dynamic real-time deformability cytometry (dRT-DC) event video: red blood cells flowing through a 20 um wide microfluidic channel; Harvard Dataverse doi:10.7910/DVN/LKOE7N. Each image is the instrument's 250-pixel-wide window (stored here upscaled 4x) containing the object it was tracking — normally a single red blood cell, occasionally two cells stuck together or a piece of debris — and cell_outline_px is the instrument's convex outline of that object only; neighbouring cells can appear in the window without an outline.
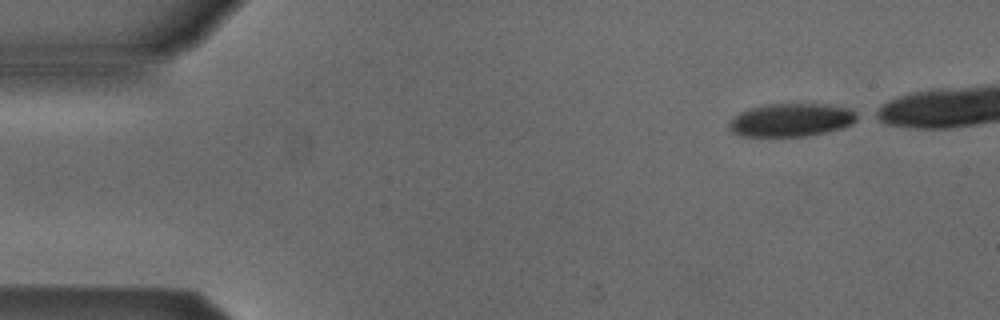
{"species": "Egyptian fruit bat (a non-hibernating species)", "species_latin": "Rousettus aegyptiacus", "temperature_condition": "cold", "stored_images_in_passage": 39, "camera_frame_rate_fps": 3000, "um_per_image_px": 0.085, "animal": {"sex": "male"}, "frame": {"image": 1, "passage_image": 1, "time_ms": 0.0, "image_size_px": [1000, 320], "cell_outline_px": [[864, 116], [852, 124], [840, 128], [808, 136], [740, 136], [732, 132], [728, 128], [728, 124], [740, 112], [764, 104], [828, 104], [848, 108]], "centroid_in_image_um": [67.31, 10.19], "position_along_channel_um": 17.7, "area_um2": 24.85}}
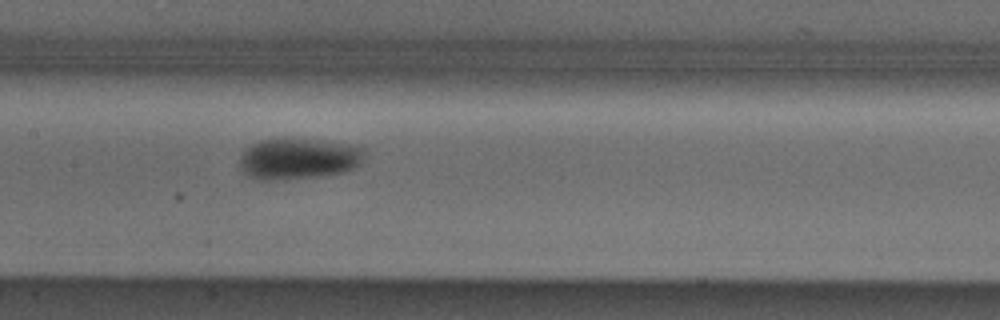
{"frame": {"image": 2, "passage_image": 21, "time_ms": 6.667, "image_size_px": [1000, 320], "cell_outline_px": [[364, 156], [360, 164], [356, 168], [344, 172], [320, 176], [272, 180], [260, 180], [248, 176], [240, 168], [240, 156], [244, 148], [260, 140], [316, 140], [348, 144], [364, 148]], "centroid_in_image_um": [25.36, 13.51], "position_along_channel_um": 182.0, "area_um2": 29.65}}
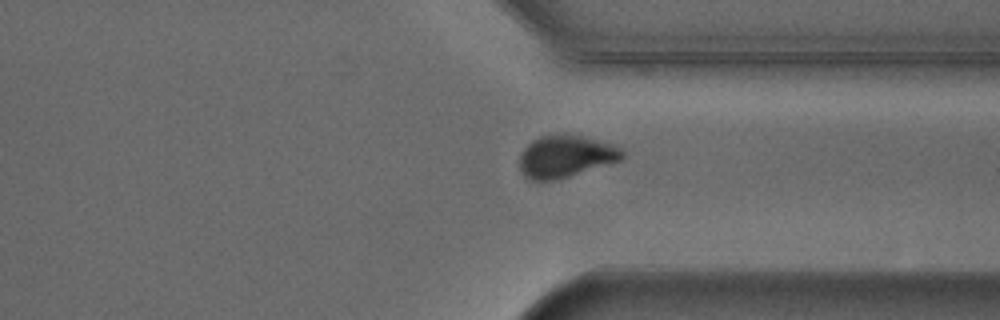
{"frame": {"image": 3, "passage_image": 35, "time_ms": 11.333, "image_size_px": [1000, 320], "cell_outline_px": [[624, 156], [620, 160], [556, 180], [528, 180], [520, 172], [520, 156], [524, 148], [532, 140], [540, 136], [564, 132], [584, 136], [620, 148], [624, 152]], "centroid_in_image_um": [48.02, 13.27], "position_along_channel_um": 363.4, "area_um2": 25.2}}